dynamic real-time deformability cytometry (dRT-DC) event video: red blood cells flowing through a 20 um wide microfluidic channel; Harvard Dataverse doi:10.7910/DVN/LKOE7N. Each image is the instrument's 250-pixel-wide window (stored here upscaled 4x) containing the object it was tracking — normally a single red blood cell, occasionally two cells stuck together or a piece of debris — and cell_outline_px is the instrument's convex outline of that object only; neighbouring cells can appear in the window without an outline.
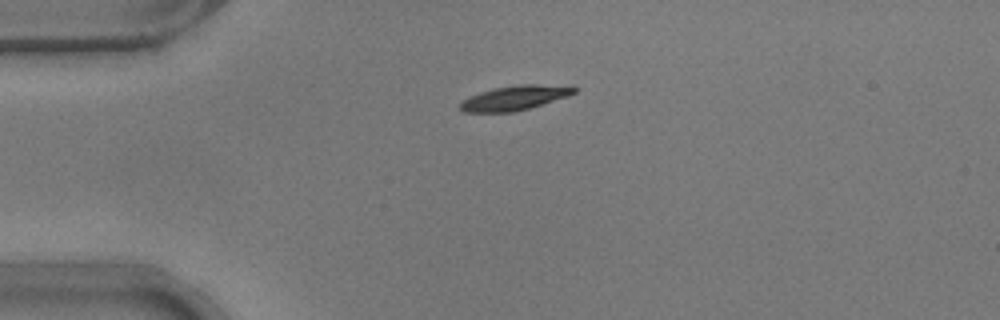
{"species": "common noctule bat (a hibernating species)", "species_latin": "Nyctalus noctula", "temperature_condition": "warm", "stored_images_in_passage": 42, "camera_frame_rate_fps": 3000, "um_per_image_px": 0.085, "animal": {"sex": "male", "body_mass_g": 17.9}, "frame": {"image": 1, "passage_image": 1, "time_ms": 0.0, "image_size_px": [1000, 320], "cell_outline_px": [[576, 92], [568, 96], [528, 108], [512, 112], [464, 112], [460, 108], [460, 104], [468, 96], [492, 88], [516, 84], [572, 84], [576, 88]], "centroid_in_image_um": [43.81, 8.28], "position_along_channel_um": 41.2, "area_um2": 16.53}}
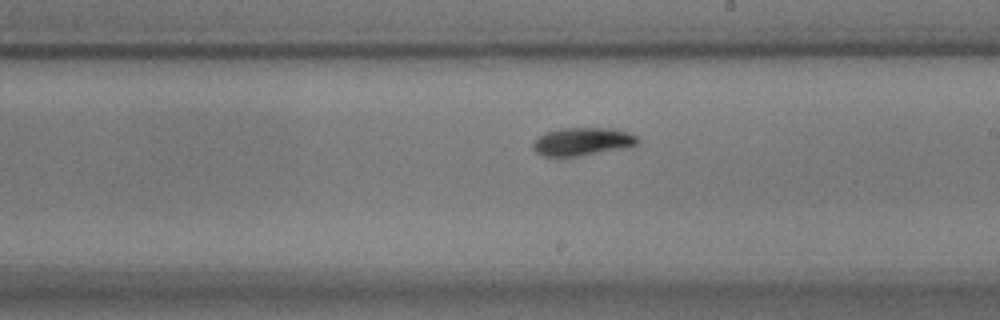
{"frame": {"image": 2, "passage_image": 19, "time_ms": 6.0, "image_size_px": [1000, 320], "cell_outline_px": [[640, 144], [628, 148], [580, 156], [544, 156], [536, 152], [532, 148], [532, 144], [544, 132], [560, 128], [616, 128], [640, 136]], "centroid_in_image_um": [49.6, 12.03], "position_along_channel_um": 239.4, "area_um2": 17.51}}
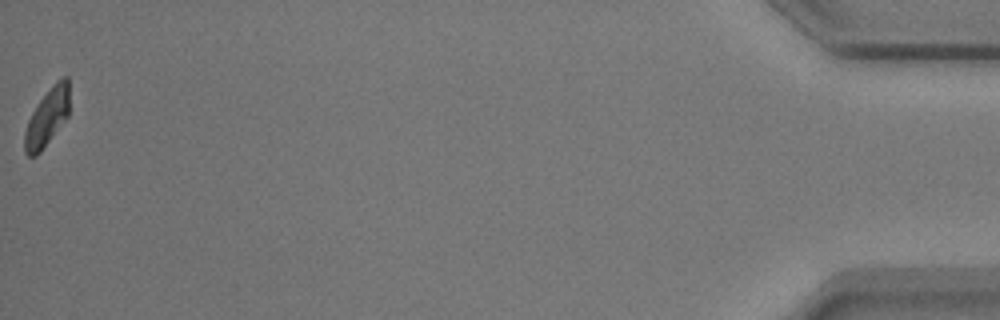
{"frame": {"image": 3, "passage_image": 42, "time_ms": 13.667, "image_size_px": [1000, 320], "cell_outline_px": [[68, 116], [40, 152], [36, 156], [28, 156], [24, 152], [24, 132], [28, 120], [32, 112], [40, 100], [56, 80], [64, 76], [68, 76]], "centroid_in_image_um": [3.98, 9.98], "position_along_channel_um": 431.2, "area_um2": 14.8}, "authors_computed_cell_mechanics": {"area_um2": 16.5597, "velocity_mm_per_s": 3.7483, "shape_relaxation_time_tau1_ms": 2.6872, "shape_relaxation_time_tau2_ms": 3.9155, "deformation_change_tau1": 0.1607, "deformation_change_tau2": 0.0862}}